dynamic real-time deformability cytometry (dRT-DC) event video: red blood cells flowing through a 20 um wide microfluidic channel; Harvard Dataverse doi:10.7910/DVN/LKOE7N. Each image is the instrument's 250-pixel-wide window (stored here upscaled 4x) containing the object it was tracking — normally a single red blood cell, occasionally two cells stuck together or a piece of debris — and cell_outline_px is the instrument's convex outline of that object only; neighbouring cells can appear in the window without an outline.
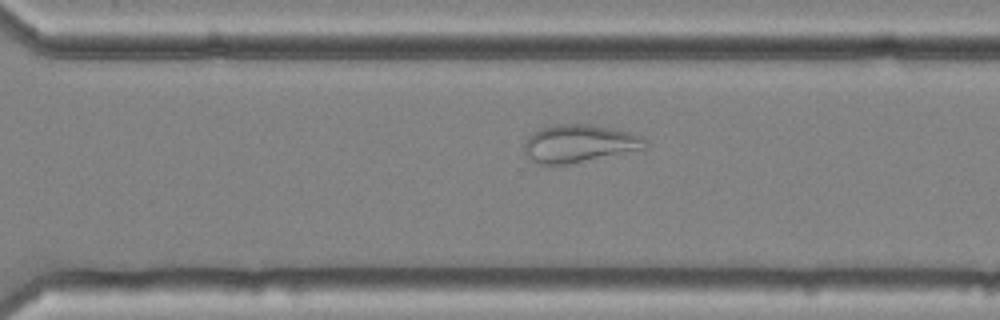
{"species": "common noctule bat (a hibernating species)", "species_latin": "Nyctalus noctula", "temperature_condition": "cold", "stored_images_in_passage": 38, "camera_frame_rate_fps": 3000, "um_per_image_px": 0.085, "animal": {"sex": "female", "body_mass_g": 25.1}, "frame": {"image": 1, "passage_image": 22, "time_ms": 7.0, "image_size_px": [1000, 320], "cell_outline_px": [[644, 148], [552, 168], [540, 164], [532, 160], [524, 152], [524, 144], [528, 136], [532, 132], [540, 128], [552, 124], [592, 124], [632, 132], [640, 136], [644, 140]], "centroid_in_image_um": [49.14, 12.21], "position_along_channel_um": 321.5, "area_um2": 26.88}}
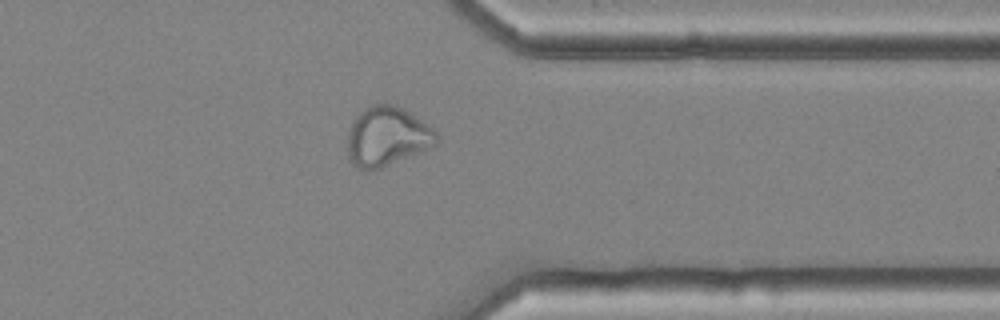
{"frame": {"image": 2, "passage_image": 27, "time_ms": 8.667, "image_size_px": [1000, 320], "cell_outline_px": [[440, 140], [436, 144], [380, 168], [368, 172], [352, 164], [348, 156], [348, 132], [352, 120], [364, 108], [372, 104], [384, 100], [396, 104], [404, 108], [432, 128], [440, 136]], "centroid_in_image_um": [32.87, 11.55], "position_along_channel_um": 378.5, "area_um2": 31.04}, "authors_computed_cell_mechanics": {"area_um2": 29.478, "velocity_mm_per_s": 3.6016, "shape_relaxation_time_tau1_ms": null, "shape_relaxation_time_tau2_ms": 2.1771, "deformation_change_tau1": null, "deformation_change_tau2": 0.0787}}